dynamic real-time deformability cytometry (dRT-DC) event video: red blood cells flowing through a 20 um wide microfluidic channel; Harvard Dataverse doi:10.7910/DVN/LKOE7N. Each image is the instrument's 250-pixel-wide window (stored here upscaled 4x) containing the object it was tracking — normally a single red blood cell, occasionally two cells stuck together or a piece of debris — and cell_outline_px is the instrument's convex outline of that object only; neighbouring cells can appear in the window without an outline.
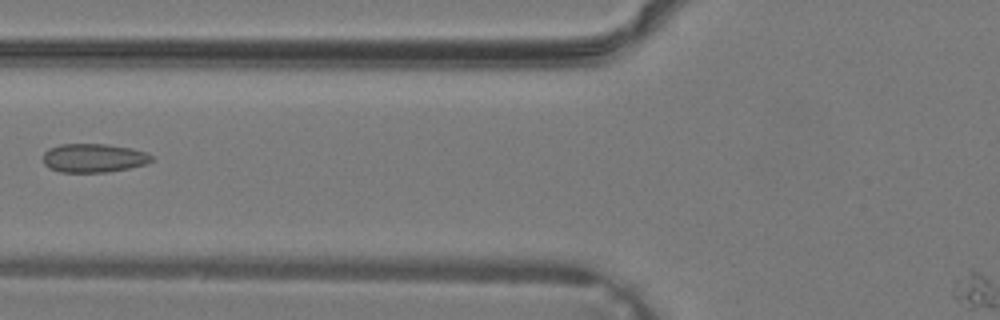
{"species": "common noctule bat (a hibernating species)", "species_latin": "Nyctalus noctula", "temperature_condition": "warm", "stored_images_in_passage": 37, "camera_frame_rate_fps": 3000, "um_per_image_px": 0.085, "animal": {"sex": "male", "body_mass_g": 19.2, "forearm_length_mm": 51.8}, "frame": {"image": 1, "passage_image": 16, "time_ms": 5.0, "image_size_px": [1000, 320], "cell_outline_px": [[156, 160], [148, 164], [108, 172], [60, 172], [48, 168], [44, 164], [44, 152], [48, 148], [60, 144], [104, 144], [132, 148], [148, 152]], "centroid_in_image_um": [8.0, 13.43], "position_along_channel_um": 117.8, "area_um2": 18.44}}
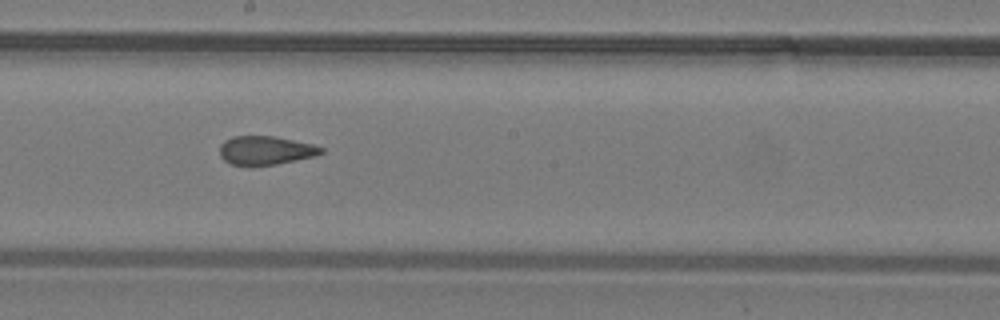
{"frame": {"image": 2, "passage_image": 22, "time_ms": 7.0, "image_size_px": [1000, 320], "cell_outline_px": [[324, 152], [316, 156], [276, 164], [248, 168], [232, 164], [224, 160], [220, 156], [220, 144], [224, 140], [232, 136], [276, 136], [312, 144], [324, 148]], "centroid_in_image_um": [22.55, 12.8], "position_along_channel_um": 225.7, "area_um2": 17.46}}
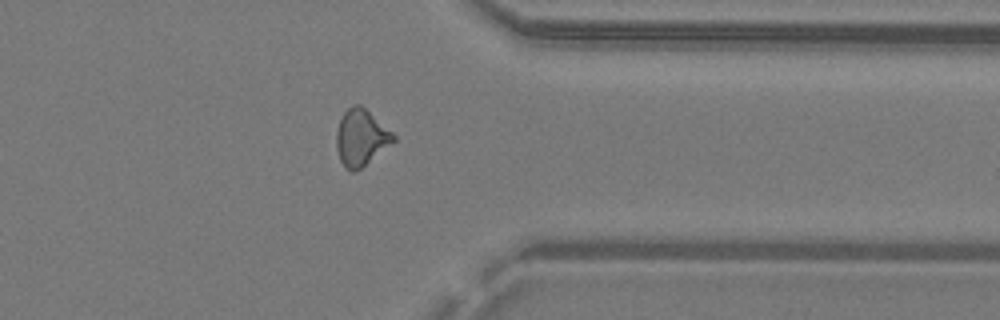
{"frame": {"image": 3, "passage_image": 31, "time_ms": 10.0, "image_size_px": [1000, 320], "cell_outline_px": [[396, 140], [360, 168], [352, 172], [344, 168], [340, 160], [336, 148], [336, 132], [340, 120], [344, 112], [352, 104], [360, 104], [392, 132], [396, 136]], "centroid_in_image_um": [30.66, 11.69], "position_along_channel_um": 380.7, "area_um2": 18.5}}